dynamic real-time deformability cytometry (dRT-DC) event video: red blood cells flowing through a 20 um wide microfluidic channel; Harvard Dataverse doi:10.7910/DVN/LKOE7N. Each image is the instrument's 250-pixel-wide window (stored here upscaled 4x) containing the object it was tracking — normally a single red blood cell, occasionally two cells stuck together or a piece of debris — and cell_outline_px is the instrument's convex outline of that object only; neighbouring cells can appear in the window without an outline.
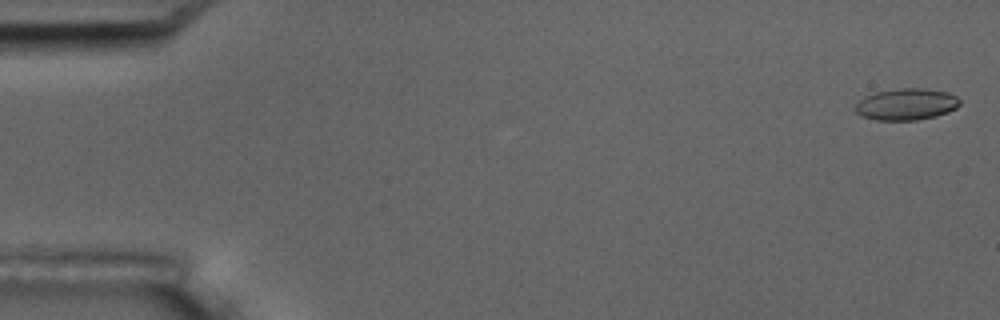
{"species": "common noctule bat (a hibernating species)", "species_latin": "Nyctalus noctula", "temperature_condition": "room temperature", "stored_images_in_passage": 6, "camera_frame_rate_fps": 3000, "um_per_image_px": 0.085, "animal": {"sex": "male", "body_mass_g": 17.5, "forearm_length_mm": 52.3}, "frame": {"image": 1, "passage_image": 1, "time_ms": 0.0, "image_size_px": [1000, 320], "cell_outline_px": [[960, 104], [956, 108], [948, 112], [936, 116], [916, 120], [876, 120], [860, 116], [856, 112], [856, 104], [864, 96], [876, 92], [904, 88], [920, 88], [948, 92], [956, 96], [960, 100]], "centroid_in_image_um": [77.04, 8.87], "position_along_channel_um": 8.0, "area_um2": 19.19}}
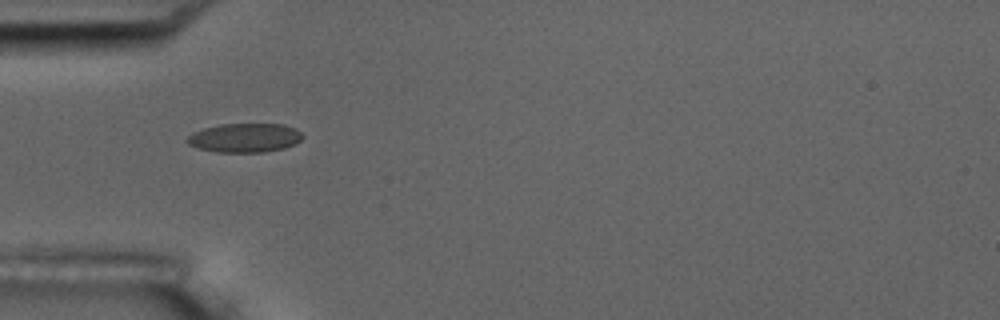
{"frame": {"image": 2, "passage_image": 5, "time_ms": 5.333, "image_size_px": [1000, 320], "cell_outline_px": [[304, 136], [296, 144], [284, 148], [264, 152], [216, 152], [200, 148], [188, 144], [184, 140], [192, 132], [204, 128], [220, 124], [284, 124], [296, 128]], "centroid_in_image_um": [20.81, 11.71], "position_along_channel_um": 64.2, "area_um2": 19.65}}